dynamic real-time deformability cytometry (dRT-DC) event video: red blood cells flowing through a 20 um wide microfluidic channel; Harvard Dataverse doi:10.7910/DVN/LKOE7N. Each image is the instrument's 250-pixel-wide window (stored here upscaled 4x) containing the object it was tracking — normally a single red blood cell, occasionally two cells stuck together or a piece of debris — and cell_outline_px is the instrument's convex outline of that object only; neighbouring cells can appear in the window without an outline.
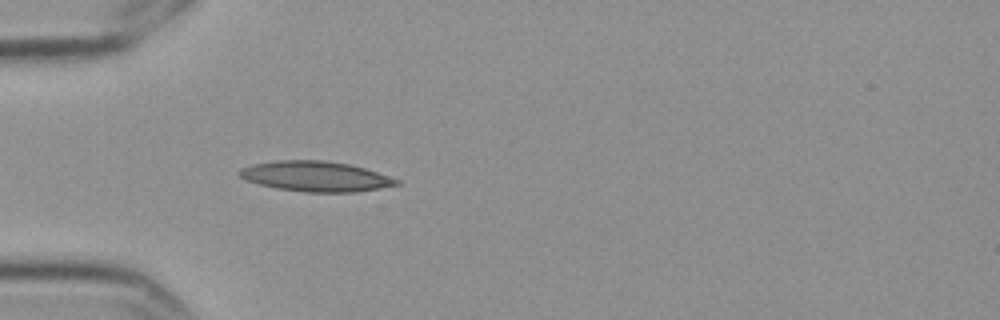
{"species": "Egyptian fruit bat (a non-hibernating species)", "species_latin": "Rousettus aegyptiacus", "temperature_condition": "cold", "stored_images_in_passage": 4, "camera_frame_rate_fps": 3000, "um_per_image_px": 0.085, "frame": {"image": 1, "passage_image": 4, "time_ms": 1.0, "image_size_px": [1000, 320], "cell_outline_px": [[400, 184], [380, 188], [356, 192], [304, 192], [276, 188], [260, 184], [248, 180], [240, 176], [236, 172], [240, 168], [252, 164], [276, 160], [324, 160], [348, 164], [364, 168], [400, 180]], "centroid_in_image_um": [26.81, 14.99], "position_along_channel_um": 58.2, "area_um2": 27.57}}